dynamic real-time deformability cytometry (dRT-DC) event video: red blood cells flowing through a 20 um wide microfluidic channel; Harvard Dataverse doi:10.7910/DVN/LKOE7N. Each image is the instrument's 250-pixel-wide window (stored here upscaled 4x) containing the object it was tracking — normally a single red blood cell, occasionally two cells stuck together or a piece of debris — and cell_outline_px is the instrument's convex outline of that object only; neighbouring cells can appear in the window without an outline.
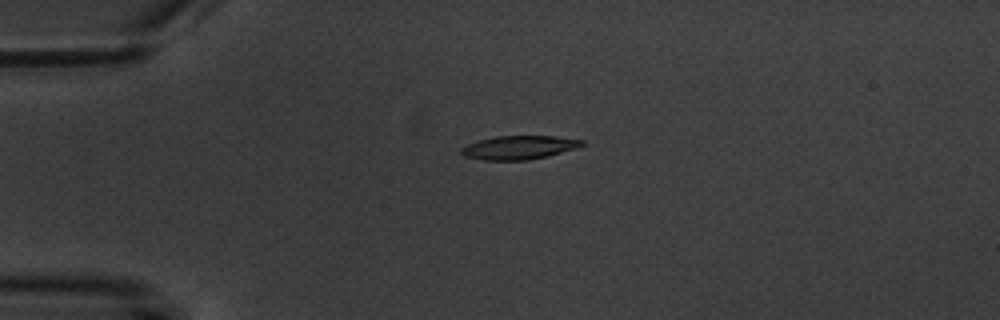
{"species": "common noctule bat (a hibernating species)", "species_latin": "Nyctalus noctula", "temperature_condition": "warm", "stored_images_in_passage": 3, "camera_frame_rate_fps": 3000, "um_per_image_px": 0.085, "animal": {"sex": "male", "body_mass_g": 20.1, "forearm_length_mm": 53.5}, "frame": {"image": 1, "passage_image": 1, "time_ms": 0.0, "image_size_px": [1000, 320], "cell_outline_px": [[584, 144], [580, 148], [548, 156], [528, 160], [484, 160], [464, 156], [460, 152], [460, 148], [464, 144], [496, 136], [556, 136], [584, 140]], "centroid_in_image_um": [44.13, 12.53], "position_along_channel_um": 40.9, "area_um2": 16.88}}